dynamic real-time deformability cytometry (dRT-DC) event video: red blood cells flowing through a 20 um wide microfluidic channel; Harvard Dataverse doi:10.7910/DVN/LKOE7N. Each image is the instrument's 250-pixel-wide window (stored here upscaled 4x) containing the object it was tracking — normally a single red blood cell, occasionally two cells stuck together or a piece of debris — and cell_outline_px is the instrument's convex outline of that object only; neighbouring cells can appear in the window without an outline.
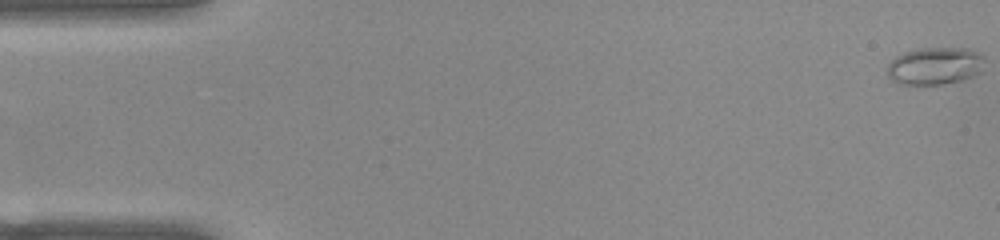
{"species": "common noctule bat (a hibernating species)", "species_latin": "Nyctalus noctula", "temperature_condition": "warm", "stored_images_in_passage": 53, "camera_frame_rate_fps": 3000, "um_per_image_px": 0.085, "animal": {"sex": "female", "body_mass_g": 22.0, "forearm_length_mm": 56.7}, "frame": {"image": 1, "passage_image": 1, "time_ms": 0.0, "image_size_px": [1000, 240], "cell_outline_px": [[984, 60], [980, 72], [972, 76], [960, 80], [940, 84], [896, 84], [888, 76], [888, 64], [896, 56], [904, 52], [916, 48], [968, 48], [980, 52], [984, 56]], "centroid_in_image_um": [79.46, 5.58], "position_along_channel_um": 5.5, "area_um2": 21.27}}
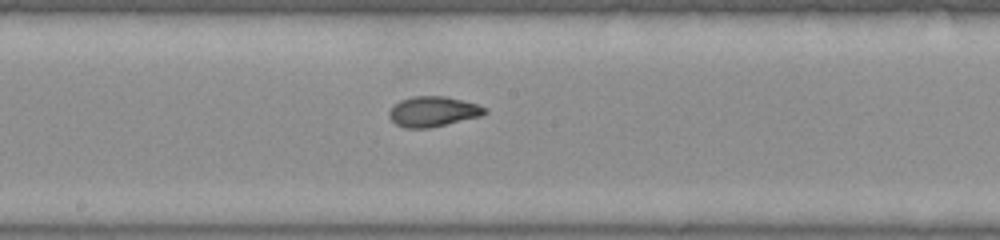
{"frame": {"image": 2, "passage_image": 28, "time_ms": 9.0, "image_size_px": [1000, 240], "cell_outline_px": [[488, 112], [484, 116], [428, 128], [404, 128], [396, 124], [388, 116], [388, 112], [392, 104], [400, 100], [412, 96], [444, 96], [476, 104], [488, 108]], "centroid_in_image_um": [36.8, 9.48], "position_along_channel_um": 211.4, "area_um2": 17.05}}
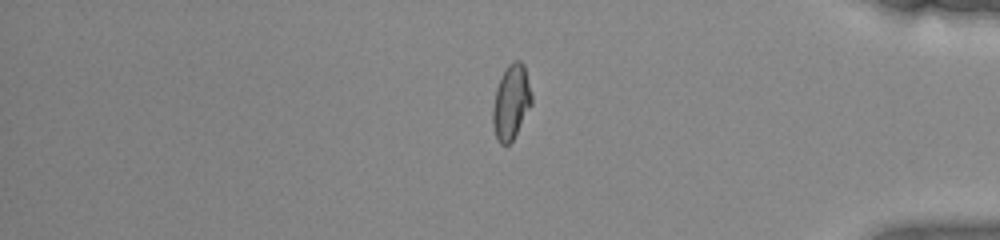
{"frame": {"image": 3, "passage_image": 44, "time_ms": 14.333, "image_size_px": [1000, 240], "cell_outline_px": [[532, 104], [512, 140], [508, 144], [500, 144], [496, 136], [492, 124], [492, 108], [496, 88], [500, 76], [504, 68], [512, 60], [520, 60], [524, 64], [532, 92]], "centroid_in_image_um": [43.44, 8.62], "position_along_channel_um": 391.8, "area_um2": 17.11}, "authors_computed_cell_mechanics": {"area_um2": 17.1088, "velocity_mm_per_s": 3.9057, "shape_relaxation_time_tau1_ms": 6.6986, "shape_relaxation_time_tau2_ms": 1.1767, "deformation_change_tau1": 0.2346, "deformation_change_tau2": 0.0556}}